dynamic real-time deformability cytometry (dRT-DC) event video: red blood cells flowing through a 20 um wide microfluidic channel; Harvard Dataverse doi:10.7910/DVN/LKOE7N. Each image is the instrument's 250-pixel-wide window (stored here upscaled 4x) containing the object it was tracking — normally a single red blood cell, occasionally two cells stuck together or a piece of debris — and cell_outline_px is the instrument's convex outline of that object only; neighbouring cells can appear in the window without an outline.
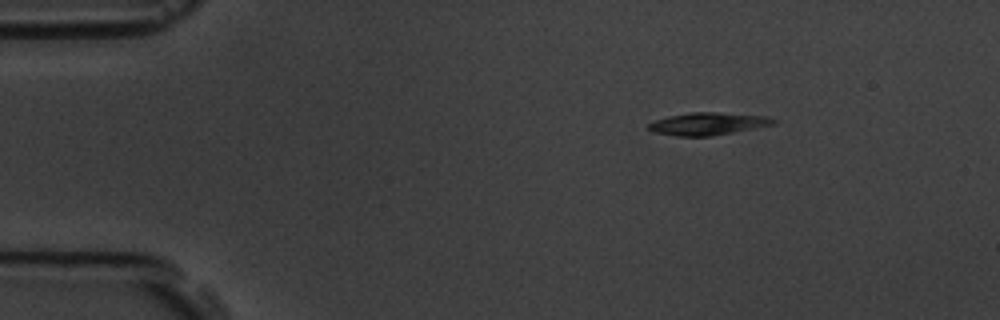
{"species": "common noctule bat (a hibernating species)", "species_latin": "Nyctalus noctula", "temperature_condition": "room temperature", "stored_images_in_passage": 4, "camera_frame_rate_fps": 3000, "um_per_image_px": 0.085, "animal": {"sex": "male", "body_mass_g": 19.5, "forearm_length_mm": 54.6}, "frame": {"image": 1, "passage_image": 1, "time_ms": 0.0, "image_size_px": [1000, 320], "cell_outline_px": [[776, 124], [712, 136], [676, 136], [652, 132], [648, 128], [648, 124], [656, 120], [672, 116], [692, 112], [712, 112], [768, 116], [776, 120]], "centroid_in_image_um": [60.19, 10.53], "position_along_channel_um": 24.8, "area_um2": 16.18}}
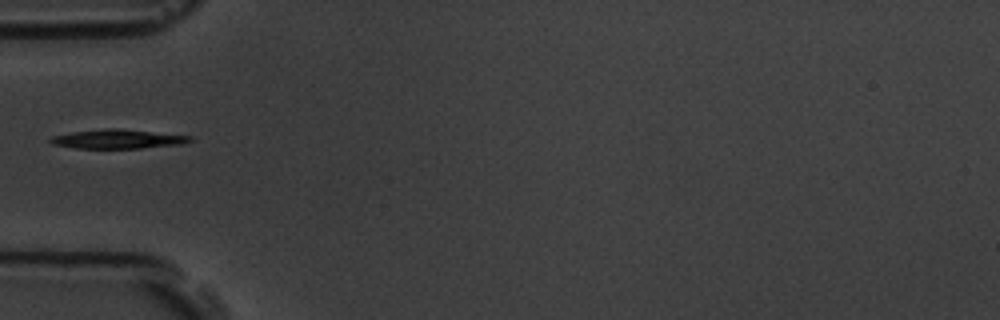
{"frame": {"image": 2, "passage_image": 4, "time_ms": 3.333, "image_size_px": [1000, 320], "cell_outline_px": [[196, 140], [184, 144], [140, 148], [76, 148], [52, 144], [48, 140], [52, 136], [72, 132], [104, 128], [116, 128], [192, 136]], "centroid_in_image_um": [10.05, 11.82], "position_along_channel_um": 74.9, "area_um2": 15.61}}